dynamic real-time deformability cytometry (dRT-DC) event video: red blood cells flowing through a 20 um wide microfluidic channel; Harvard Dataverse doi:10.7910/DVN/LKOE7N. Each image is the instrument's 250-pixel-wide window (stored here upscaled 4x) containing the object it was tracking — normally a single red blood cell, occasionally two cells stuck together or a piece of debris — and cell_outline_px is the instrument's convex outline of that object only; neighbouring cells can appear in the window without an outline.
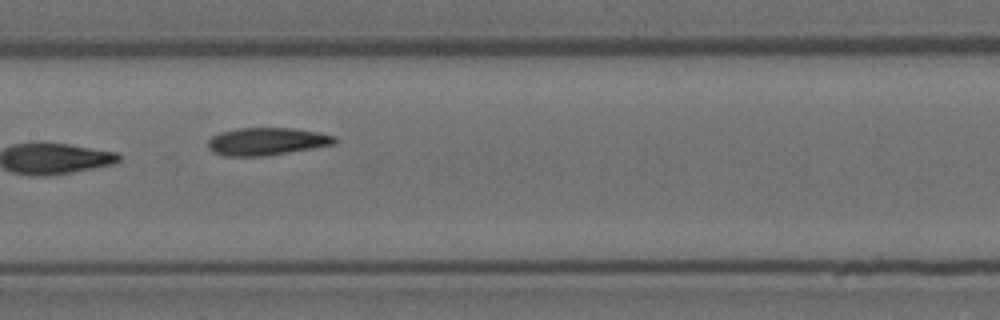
{"species": "Egyptian fruit bat (a non-hibernating species)", "species_latin": "Rousettus aegyptiacus", "temperature_condition": "room temperature", "stored_images_in_passage": 9, "camera_frame_rate_fps": 3000, "um_per_image_px": 0.085, "animal": {"sex": "female"}, "frame": {"image": 1, "passage_image": 6, "time_ms": 1.667, "image_size_px": [1000, 320], "cell_outline_px": [[336, 144], [264, 156], [224, 156], [212, 152], [208, 148], [208, 140], [212, 136], [220, 132], [236, 128], [292, 128], [316, 132], [336, 136]], "centroid_in_image_um": [22.63, 12.02], "position_along_channel_um": 184.8, "area_um2": 20.35}}
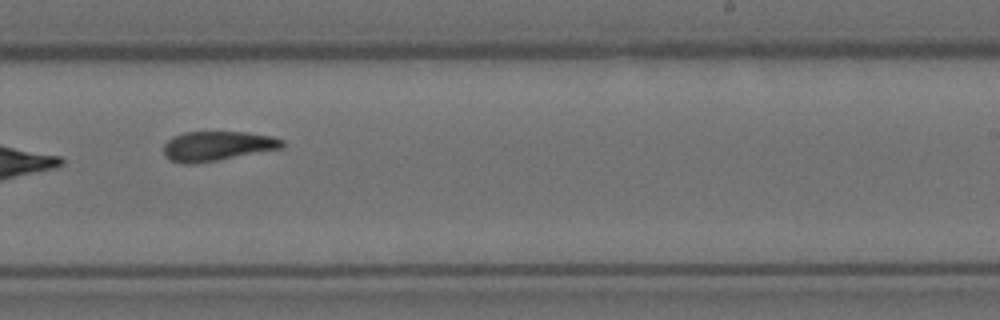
{"frame": {"image": 2, "passage_image": 8, "time_ms": 2.333, "image_size_px": [1000, 320], "cell_outline_px": [[284, 148], [220, 160], [192, 164], [184, 164], [168, 160], [164, 156], [164, 144], [172, 136], [184, 132], [248, 132], [272, 136], [284, 140]], "centroid_in_image_um": [18.47, 12.42], "position_along_channel_um": 270.5, "area_um2": 20.81}}